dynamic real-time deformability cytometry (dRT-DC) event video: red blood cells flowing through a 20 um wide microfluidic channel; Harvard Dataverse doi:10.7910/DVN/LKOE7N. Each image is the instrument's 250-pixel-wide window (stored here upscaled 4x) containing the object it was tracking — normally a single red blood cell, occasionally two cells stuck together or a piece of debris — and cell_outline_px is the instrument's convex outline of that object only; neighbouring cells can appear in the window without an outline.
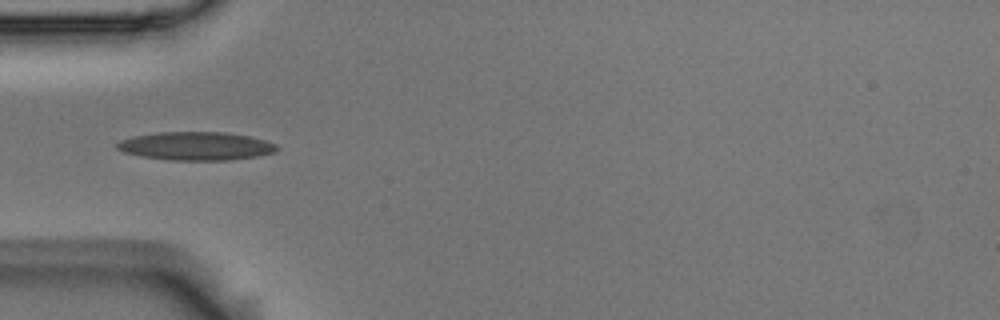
{"species": "Egyptian fruit bat (a non-hibernating species)", "species_latin": "Rousettus aegyptiacus", "temperature_condition": "room temperature", "stored_images_in_passage": 3, "camera_frame_rate_fps": 3000, "um_per_image_px": 0.085, "animal": {"sex": "male"}, "frame": {"image": 1, "passage_image": 1, "time_ms": 0.0, "image_size_px": [1000, 320], "cell_outline_px": [[280, 148], [272, 152], [256, 156], [232, 160], [168, 160], [140, 156], [124, 152], [116, 148], [116, 144], [120, 140], [132, 136], [156, 132], [224, 132], [248, 136], [264, 140], [276, 144]], "centroid_in_image_um": [16.61, 12.41], "position_along_channel_um": 68.4, "area_um2": 26.41}}
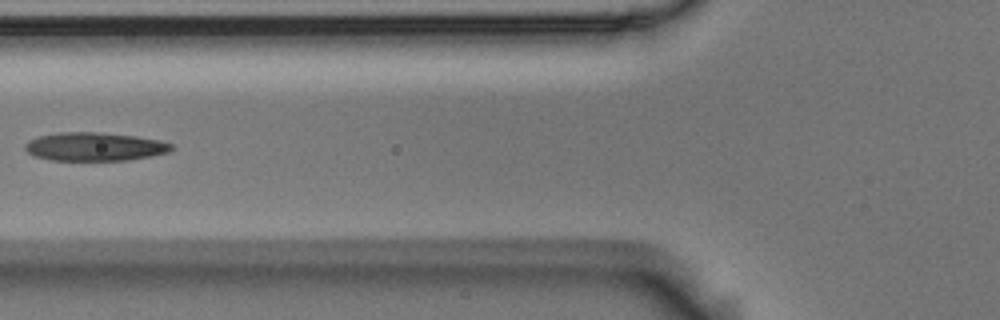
{"frame": {"image": 2, "passage_image": 2, "time_ms": 0.333, "image_size_px": [1000, 320], "cell_outline_px": [[172, 148], [168, 152], [152, 156], [128, 160], [52, 160], [32, 156], [24, 148], [24, 144], [28, 140], [40, 136], [60, 132], [100, 132], [136, 136], [160, 140], [172, 144]], "centroid_in_image_um": [8.02, 12.46], "position_along_channel_um": 117.8, "area_um2": 24.33}}
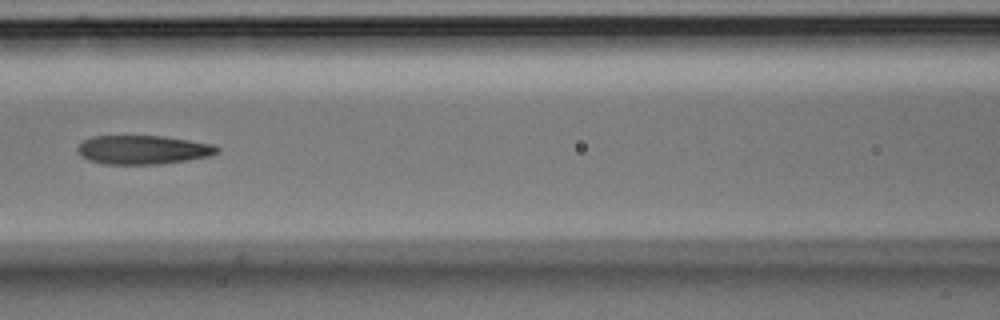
{"frame": {"image": 3, "passage_image": 3, "time_ms": 0.667, "image_size_px": [1000, 320], "cell_outline_px": [[220, 152], [208, 156], [188, 160], [160, 164], [104, 164], [88, 160], [80, 156], [76, 148], [84, 140], [92, 136], [160, 136], [188, 140], [212, 144], [220, 148]], "centroid_in_image_um": [12.13, 12.73], "position_along_channel_um": 154.5, "area_um2": 23.47}}